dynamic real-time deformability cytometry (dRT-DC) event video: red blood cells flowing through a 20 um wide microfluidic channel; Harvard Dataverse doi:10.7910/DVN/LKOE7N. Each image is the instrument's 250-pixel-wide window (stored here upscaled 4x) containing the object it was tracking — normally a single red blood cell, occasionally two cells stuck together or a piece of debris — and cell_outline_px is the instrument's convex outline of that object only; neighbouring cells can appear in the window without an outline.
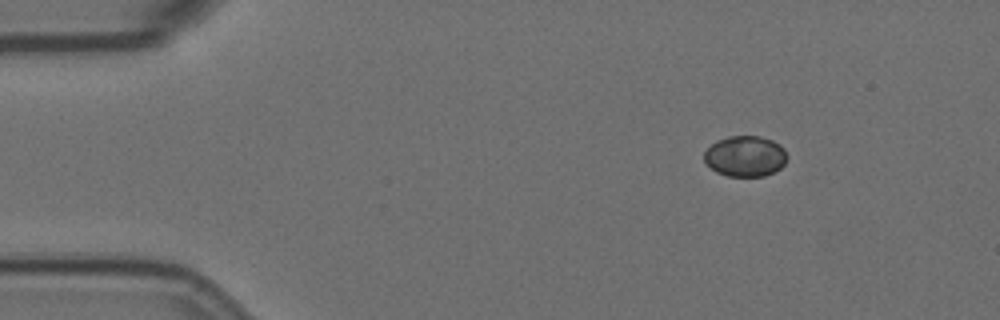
{"species": "Egyptian fruit bat (a non-hibernating species)", "species_latin": "Rousettus aegyptiacus", "temperature_condition": "room temperature", "stored_images_in_passage": 51, "camera_frame_rate_fps": 3000, "um_per_image_px": 0.085, "animal": {"sex": "female"}, "frame": {"image": 1, "passage_image": 1, "time_ms": 0.0, "image_size_px": [1000, 320], "cell_outline_px": [[788, 156], [784, 164], [780, 168], [764, 176], [728, 176], [716, 172], [704, 160], [704, 152], [716, 140], [728, 136], [760, 136], [772, 140], [780, 144], [784, 148]], "centroid_in_image_um": [63.36, 13.26], "position_along_channel_um": 21.6, "area_um2": 19.71}}
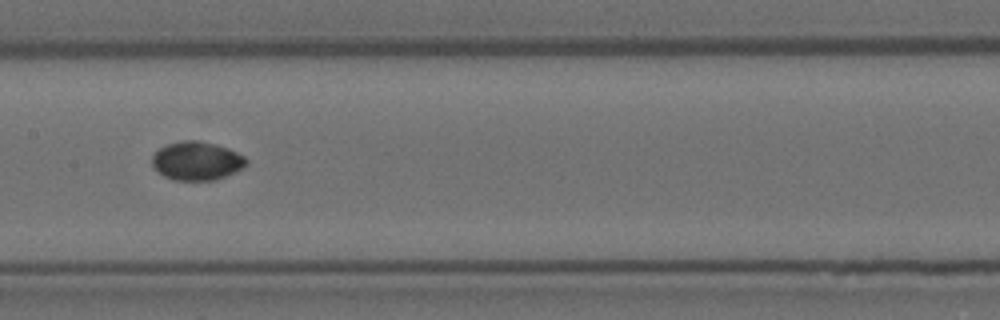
{"frame": {"image": 2, "passage_image": 22, "time_ms": 7.0, "image_size_px": [1000, 320], "cell_outline_px": [[248, 164], [244, 168], [236, 172], [216, 180], [172, 180], [164, 176], [152, 164], [152, 156], [164, 144], [180, 140], [200, 140], [216, 144], [228, 148], [244, 156], [248, 160]], "centroid_in_image_um": [16.75, 13.66], "position_along_channel_um": 190.6, "area_um2": 21.44}}
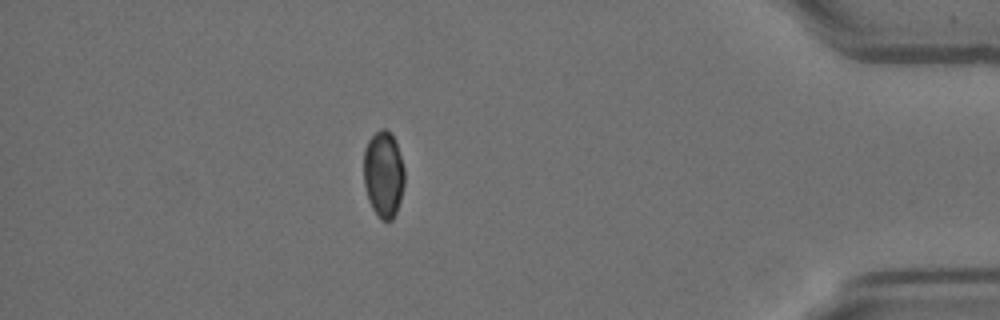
{"frame": {"image": 3, "passage_image": 44, "time_ms": 14.333, "image_size_px": [1000, 320], "cell_outline_px": [[404, 184], [400, 200], [396, 212], [392, 220], [380, 220], [372, 208], [368, 200], [364, 184], [364, 148], [368, 140], [380, 128], [384, 128], [392, 136], [396, 144], [404, 168]], "centroid_in_image_um": [32.58, 14.83], "position_along_channel_um": 402.6, "area_um2": 20.46}, "authors_computed_cell_mechanics": {"area_um2": 20.8658, "velocity_mm_per_s": 3.5137, "shape_relaxation_time_tau1_ms": 4.0495, "shape_relaxation_time_tau2_ms": null, "deformation_change_tau1": 0.0894, "deformation_change_tau2": null}}